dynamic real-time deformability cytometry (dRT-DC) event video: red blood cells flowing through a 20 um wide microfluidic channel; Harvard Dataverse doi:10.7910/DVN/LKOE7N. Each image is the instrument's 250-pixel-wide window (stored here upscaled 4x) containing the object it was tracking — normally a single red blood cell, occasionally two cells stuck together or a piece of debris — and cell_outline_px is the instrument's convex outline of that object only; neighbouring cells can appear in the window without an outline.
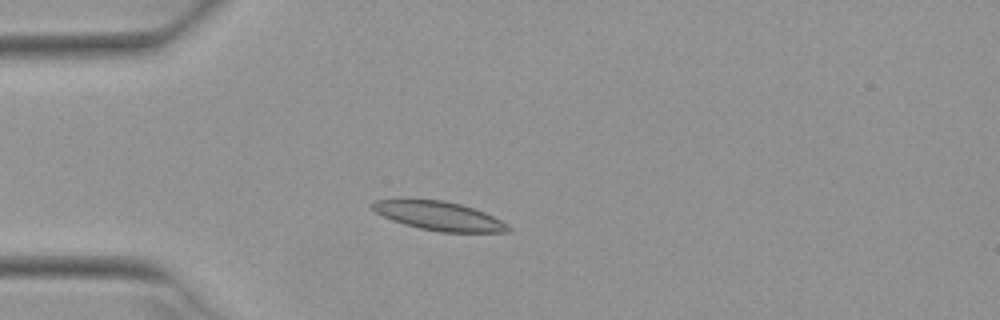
{"species": "Egyptian fruit bat (a non-hibernating species)", "species_latin": "Rousettus aegyptiacus", "temperature_condition": "warm", "stored_images_in_passage": 35, "camera_frame_rate_fps": 3000, "um_per_image_px": 0.085, "animal": {"sex": "female"}, "frame": {"image": 1, "passage_image": 4, "time_ms": 1.0, "image_size_px": [1000, 320], "cell_outline_px": [[512, 232], [440, 232], [420, 228], [404, 224], [392, 220], [376, 212], [368, 204], [376, 200], [440, 200], [460, 204], [484, 212], [500, 220], [512, 228]], "centroid_in_image_um": [37.33, 18.37], "position_along_channel_um": 47.7, "area_um2": 22.48}}
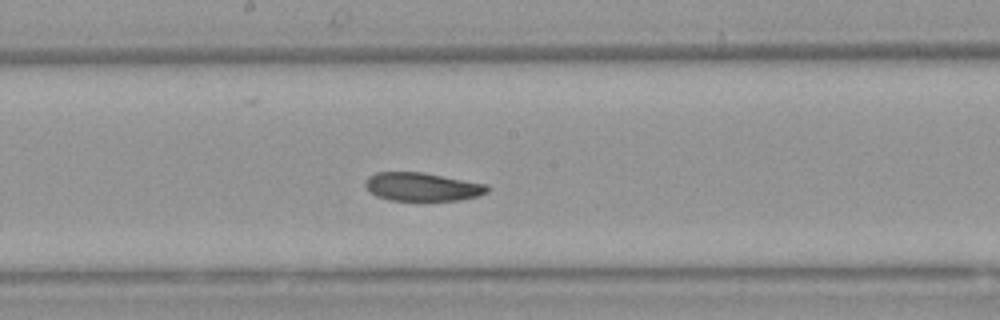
{"frame": {"image": 2, "passage_image": 18, "time_ms": 5.667, "image_size_px": [1000, 320], "cell_outline_px": [[488, 192], [476, 196], [460, 200], [392, 200], [376, 196], [364, 184], [364, 180], [368, 176], [376, 172], [424, 172], [488, 184]], "centroid_in_image_um": [35.89, 15.86], "position_along_channel_um": 212.3, "area_um2": 20.17}}
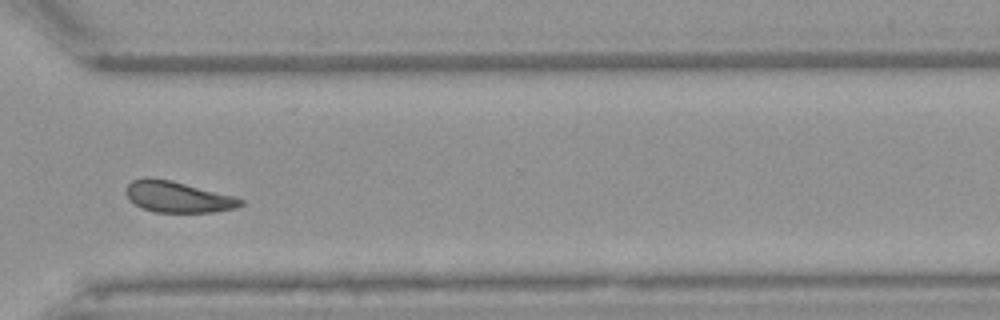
{"frame": {"image": 3, "passage_image": 29, "time_ms": 9.333, "image_size_px": [1000, 320], "cell_outline_px": [[244, 204], [236, 208], [212, 212], [156, 212], [140, 208], [124, 192], [128, 184], [132, 180], [144, 176], [152, 176], [172, 180], [232, 196], [244, 200]], "centroid_in_image_um": [15.07, 16.72], "position_along_channel_um": 355.5, "area_um2": 20.81}, "authors_computed_cell_mechanics": {"area_um2": 21.2126, "velocity_mm_per_s": 3.8951, "shape_relaxation_time_tau1_ms": 5.9099, "shape_relaxation_time_tau2_ms": 5.6444, "deformation_change_tau1": 0.1262, "deformation_change_tau2": 0.1184}}